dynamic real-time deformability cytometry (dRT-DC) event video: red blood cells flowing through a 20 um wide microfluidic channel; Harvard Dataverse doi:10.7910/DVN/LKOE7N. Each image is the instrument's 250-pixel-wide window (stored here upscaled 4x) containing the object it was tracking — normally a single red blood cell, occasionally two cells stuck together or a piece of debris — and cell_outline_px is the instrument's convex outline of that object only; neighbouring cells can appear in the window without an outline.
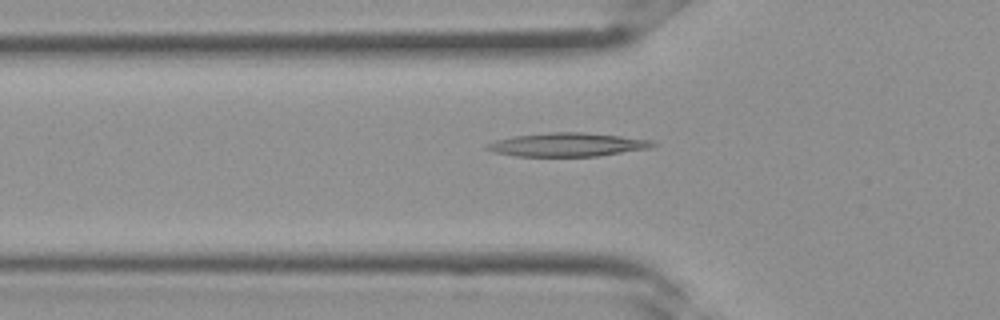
{"species": "Egyptian fruit bat (a non-hibernating species)", "species_latin": "Rousettus aegyptiacus", "temperature_condition": "room temperature", "stored_images_in_passage": 25, "camera_frame_rate_fps": 3000, "um_per_image_px": 0.085, "frame": {"image": 1, "passage_image": 2, "time_ms": 0.333, "image_size_px": [1000, 320], "cell_outline_px": [[656, 144], [652, 148], [600, 156], [516, 156], [496, 152], [484, 148], [488, 144], [496, 140], [512, 136], [548, 132], [580, 132], [620, 136], [652, 140]], "centroid_in_image_um": [48.26, 12.29], "position_along_channel_um": 77.5, "area_um2": 22.77}}
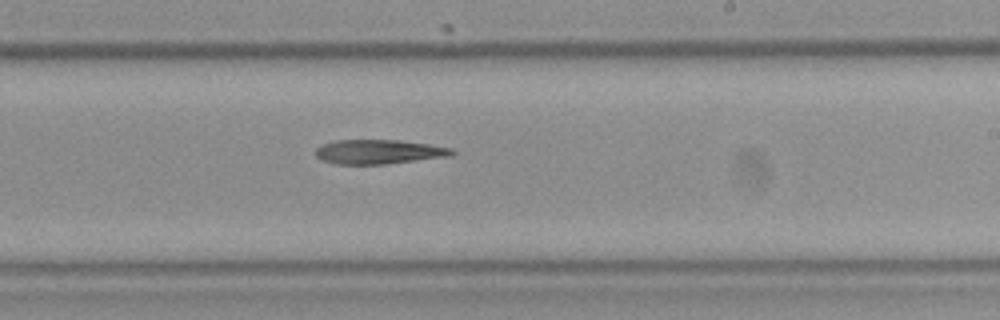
{"frame": {"image": 2, "passage_image": 11, "time_ms": 3.333, "image_size_px": [1000, 320], "cell_outline_px": [[456, 152], [452, 156], [384, 164], [336, 164], [320, 160], [316, 156], [316, 148], [320, 144], [336, 140], [396, 140], [428, 144], [452, 148]], "centroid_in_image_um": [32.18, 12.9], "position_along_channel_um": 256.8, "area_um2": 19.42}}
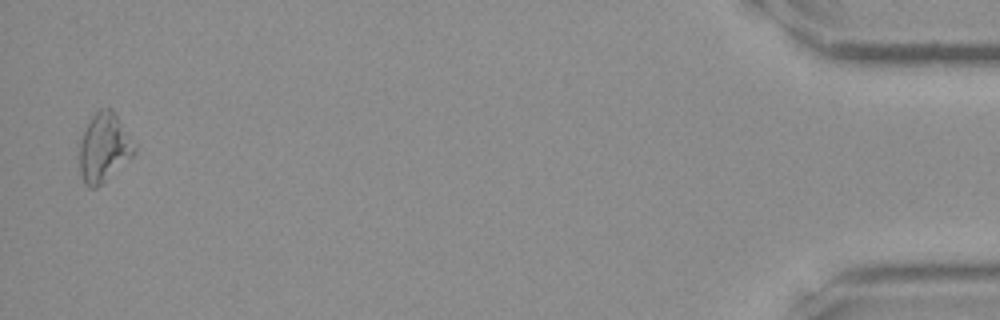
{"frame": {"image": 3, "passage_image": 24, "time_ms": 7.667, "image_size_px": [1000, 320], "cell_outline_px": [[136, 152], [132, 156], [96, 188], [88, 188], [84, 184], [80, 172], [80, 140], [92, 116], [100, 108], [112, 108], [136, 148]], "centroid_in_image_um": [8.81, 12.56], "position_along_channel_um": 426.4, "area_um2": 21.44}}